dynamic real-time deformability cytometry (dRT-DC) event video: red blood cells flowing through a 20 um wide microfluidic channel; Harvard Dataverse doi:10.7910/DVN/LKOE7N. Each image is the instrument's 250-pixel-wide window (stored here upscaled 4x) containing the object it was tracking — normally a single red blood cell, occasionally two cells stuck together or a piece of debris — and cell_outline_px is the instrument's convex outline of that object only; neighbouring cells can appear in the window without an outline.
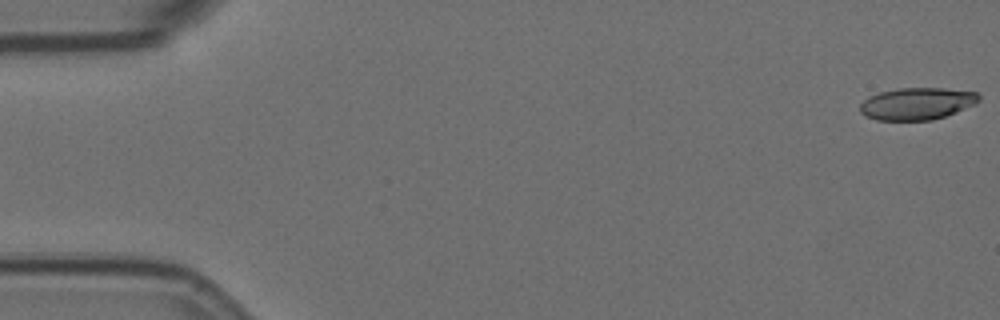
{"species": "Egyptian fruit bat (a non-hibernating species)", "species_latin": "Rousettus aegyptiacus", "temperature_condition": "room temperature", "stored_images_in_passage": 58, "camera_frame_rate_fps": 3000, "um_per_image_px": 0.085, "animal": {"sex": "female"}, "frame": {"image": 1, "passage_image": 1, "time_ms": 0.0, "image_size_px": [1000, 320], "cell_outline_px": [[980, 100], [976, 104], [956, 112], [932, 120], [876, 120], [864, 116], [860, 112], [860, 104], [868, 96], [880, 92], [900, 88], [944, 88], [976, 92], [980, 96]], "centroid_in_image_um": [77.93, 8.81], "position_along_channel_um": 7.1, "area_um2": 22.31}}
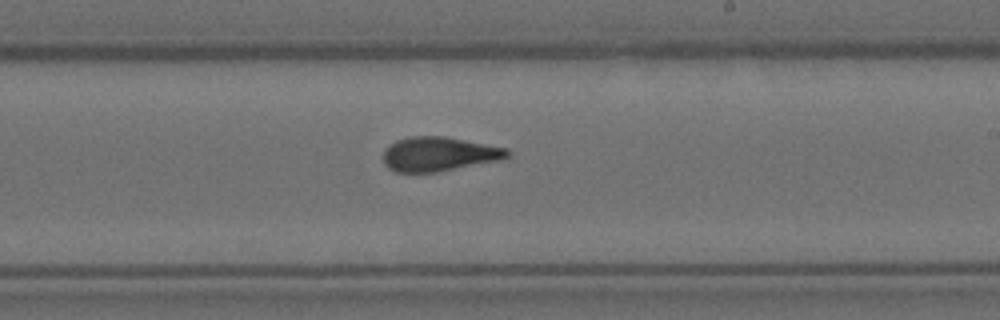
{"frame": {"image": 2, "passage_image": 34, "time_ms": 11.0, "image_size_px": [1000, 320], "cell_outline_px": [[512, 152], [508, 156], [500, 160], [436, 172], [396, 172], [388, 168], [384, 164], [384, 148], [388, 144], [396, 140], [412, 136], [444, 136], [508, 148]], "centroid_in_image_um": [37.3, 13.09], "position_along_channel_um": 251.7, "area_um2": 24.85}}
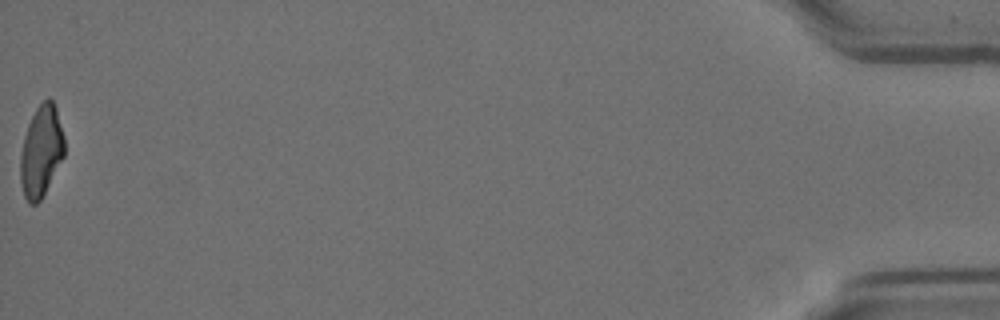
{"frame": {"image": 3, "passage_image": 58, "time_ms": 19.0, "image_size_px": [1000, 320], "cell_outline_px": [[64, 156], [40, 200], [36, 204], [28, 204], [24, 196], [20, 180], [20, 156], [24, 136], [28, 124], [36, 108], [48, 96], [52, 100], [56, 108], [64, 136]], "centroid_in_image_um": [3.49, 12.85], "position_along_channel_um": 431.7, "area_um2": 23.29}, "authors_computed_cell_mechanics": {"area_um2": 24.1604, "velocity_mm_per_s": 3.5371, "shape_relaxation_time_tau1_ms": 7.2431, "shape_relaxation_time_tau2_ms": 2.2774, "deformation_change_tau1": 0.2226, "deformation_change_tau2": 0.1139}}